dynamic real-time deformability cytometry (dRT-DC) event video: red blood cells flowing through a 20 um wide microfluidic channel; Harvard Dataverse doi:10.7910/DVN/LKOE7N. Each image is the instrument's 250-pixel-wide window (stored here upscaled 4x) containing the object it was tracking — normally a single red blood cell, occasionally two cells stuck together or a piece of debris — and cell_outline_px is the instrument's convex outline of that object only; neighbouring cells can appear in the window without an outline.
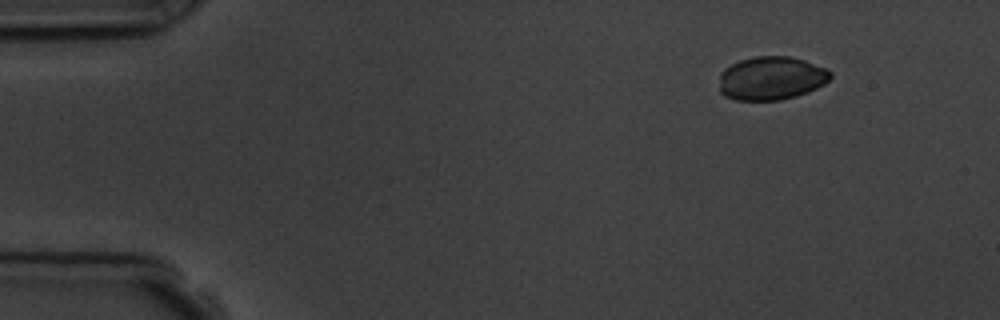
{"species": "common noctule bat (a hibernating species)", "species_latin": "Nyctalus noctula", "temperature_condition": "room temperature", "stored_images_in_passage": 3, "camera_frame_rate_fps": 3000, "um_per_image_px": 0.085, "animal": {"sex": "male", "body_mass_g": 19.5, "forearm_length_mm": 54.6}, "frame": {"image": 1, "passage_image": 1, "time_ms": 0.0, "image_size_px": [1000, 320], "cell_outline_px": [[832, 76], [824, 84], [808, 92], [796, 96], [780, 100], [736, 100], [724, 96], [720, 92], [720, 72], [724, 68], [740, 60], [752, 56], [792, 56], [828, 68], [832, 72]], "centroid_in_image_um": [65.57, 6.64], "position_along_channel_um": 19.4, "area_um2": 28.5}}
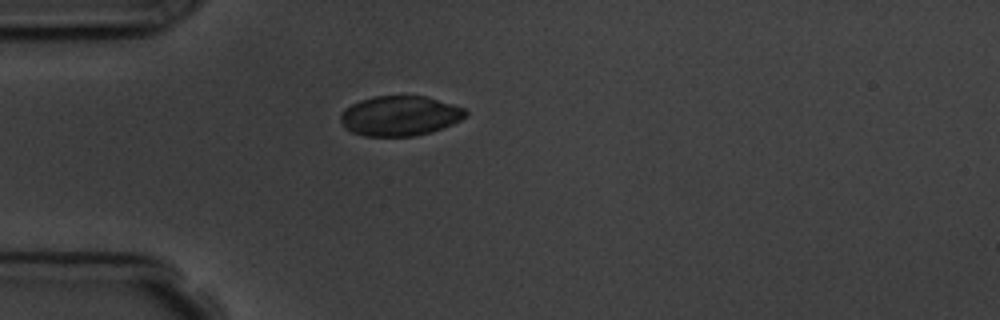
{"frame": {"image": 2, "passage_image": 3, "time_ms": 3.0, "image_size_px": [1000, 320], "cell_outline_px": [[468, 116], [452, 124], [432, 132], [412, 136], [364, 136], [352, 132], [344, 128], [340, 120], [340, 112], [344, 108], [360, 100], [372, 96], [424, 96], [452, 104], [464, 108], [468, 112]], "centroid_in_image_um": [33.96, 9.85], "position_along_channel_um": 51.0, "area_um2": 29.25}}